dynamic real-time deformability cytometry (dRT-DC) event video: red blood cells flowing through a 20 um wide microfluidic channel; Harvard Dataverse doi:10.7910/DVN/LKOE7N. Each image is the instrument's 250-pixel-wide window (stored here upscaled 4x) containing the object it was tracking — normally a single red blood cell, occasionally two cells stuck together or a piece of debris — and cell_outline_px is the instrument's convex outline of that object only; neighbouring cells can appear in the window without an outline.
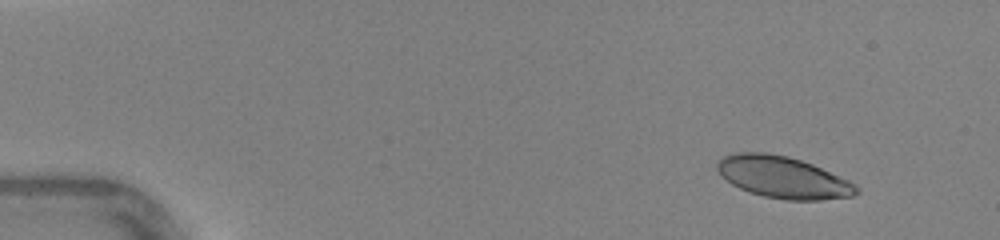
{"species": "human", "species_latin": "Homo sapiens", "temperature_condition": "warm", "stored_images_in_passage": 12, "camera_frame_rate_fps": 3000, "um_per_image_px": 0.085, "donor": {"sex": "female"}, "frame": {"image": 1, "passage_image": 2, "time_ms": 0.333, "image_size_px": [1000, 240], "cell_outline_px": [[860, 192], [852, 196], [820, 200], [784, 200], [764, 196], [748, 192], [732, 184], [716, 168], [716, 160], [724, 156], [736, 152], [764, 152], [788, 156], [812, 164], [848, 180], [856, 184], [860, 188]], "centroid_in_image_um": [66.56, 15.07], "position_along_channel_um": 18.4, "area_um2": 33.81}}